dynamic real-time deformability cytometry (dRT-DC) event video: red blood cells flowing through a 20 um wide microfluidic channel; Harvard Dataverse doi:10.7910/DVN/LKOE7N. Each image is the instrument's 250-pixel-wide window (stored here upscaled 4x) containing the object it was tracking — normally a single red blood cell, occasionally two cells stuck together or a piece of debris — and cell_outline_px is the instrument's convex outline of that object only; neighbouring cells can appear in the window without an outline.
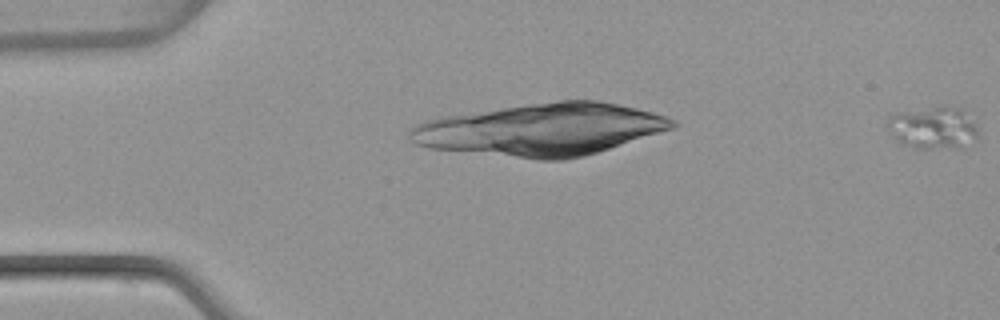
{"species": "common noctule bat (a hibernating species)", "species_latin": "Nyctalus noctula", "temperature_condition": "warm", "stored_images_in_passage": 10, "camera_frame_rate_fps": 3000, "um_per_image_px": 0.085, "animal": {"sex": "female", "body_mass_g": 22.7, "forearm_length_mm": 54.2}, "frame": {"image": 1, "passage_image": 10, "time_ms": 3.0, "image_size_px": [1000, 320], "cell_outline_px": [[976, 140], [960, 148], [912, 148], [900, 144], [892, 136], [888, 128], [888, 112], [944, 104], [964, 108], [976, 124]], "centroid_in_image_um": [79.28, 10.8], "position_along_channel_um": 5.7, "area_um2": 23.47}}